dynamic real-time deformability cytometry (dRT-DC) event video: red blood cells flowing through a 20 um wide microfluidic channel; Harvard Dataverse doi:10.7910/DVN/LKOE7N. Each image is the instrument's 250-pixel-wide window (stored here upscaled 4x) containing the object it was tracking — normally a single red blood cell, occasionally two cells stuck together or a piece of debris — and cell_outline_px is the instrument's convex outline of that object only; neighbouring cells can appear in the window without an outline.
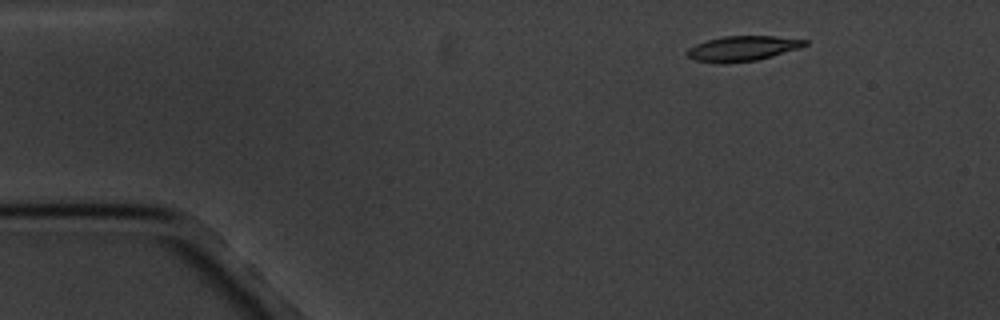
{"species": "common noctule bat (a hibernating species)", "species_latin": "Nyctalus noctula", "temperature_condition": "cold", "stored_images_in_passage": 6, "camera_frame_rate_fps": 3000, "um_per_image_px": 0.085, "animal": {"sex": "male", "body_mass_g": 20.1, "forearm_length_mm": 53.5}, "frame": {"image": 1, "passage_image": 1, "time_ms": 0.0, "image_size_px": [1000, 320], "cell_outline_px": [[808, 44], [800, 48], [772, 56], [756, 60], [728, 64], [724, 64], [696, 60], [688, 56], [684, 52], [688, 48], [696, 44], [708, 40], [724, 36], [776, 36], [808, 40]], "centroid_in_image_um": [63.12, 4.12], "position_along_channel_um": 21.9, "area_um2": 17.28}}
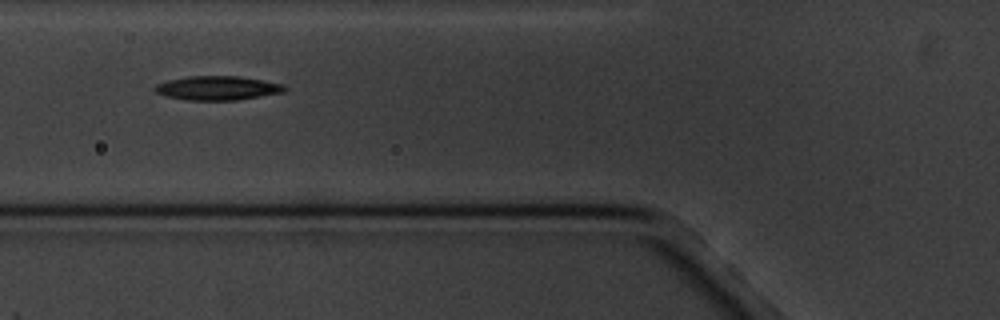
{"frame": {"image": 2, "passage_image": 5, "time_ms": 4.667, "image_size_px": [1000, 320], "cell_outline_px": [[288, 88], [284, 92], [236, 100], [188, 100], [164, 96], [156, 92], [152, 88], [156, 84], [168, 80], [188, 76], [240, 76], [284, 84]], "centroid_in_image_um": [18.48, 7.48], "position_along_channel_um": 107.3, "area_um2": 18.26}}
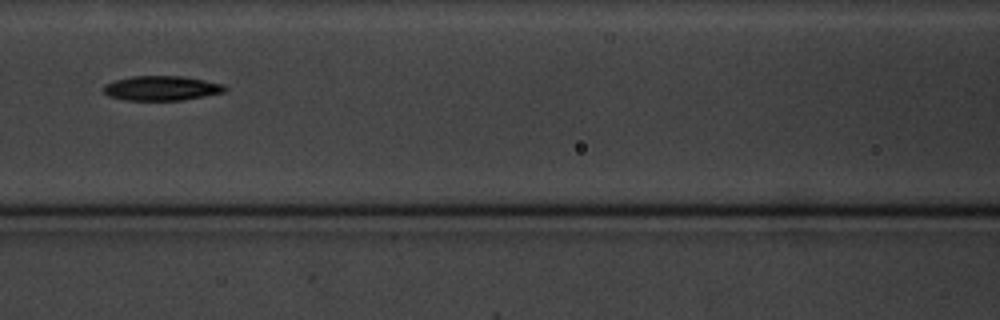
{"frame": {"image": 3, "passage_image": 6, "time_ms": 6.0, "image_size_px": [1000, 320], "cell_outline_px": [[228, 88], [224, 92], [180, 100], [124, 100], [108, 96], [100, 88], [104, 84], [116, 80], [132, 76], [184, 76], [224, 84]], "centroid_in_image_um": [13.69, 7.49], "position_along_channel_um": 152.9, "area_um2": 17.46}}